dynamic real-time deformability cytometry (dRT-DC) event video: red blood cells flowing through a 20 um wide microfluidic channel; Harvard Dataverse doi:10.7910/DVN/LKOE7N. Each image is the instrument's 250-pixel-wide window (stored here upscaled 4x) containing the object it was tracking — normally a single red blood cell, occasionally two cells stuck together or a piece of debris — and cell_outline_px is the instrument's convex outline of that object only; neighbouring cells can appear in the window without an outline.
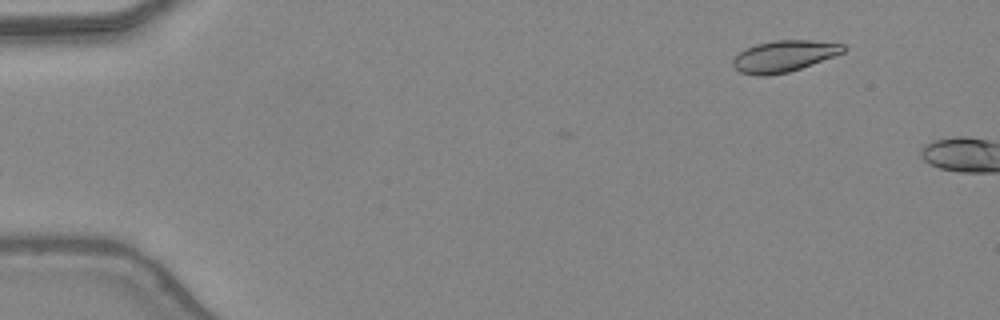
{"species": "common noctule bat (a hibernating species)", "species_latin": "Nyctalus noctula", "temperature_condition": "warm", "stored_images_in_passage": 6, "camera_frame_rate_fps": 3000, "um_per_image_px": 0.085, "animal": {"sex": "female", "body_mass_g": 24.6, "forearm_length_mm": 56.2}, "frame": {"image": 1, "passage_image": 6, "time_ms": 1.667, "image_size_px": [1000, 320], "cell_outline_px": [[848, 48], [844, 52], [812, 64], [788, 72], [764, 76], [756, 76], [740, 72], [732, 64], [732, 60], [744, 48], [756, 44], [772, 40], [812, 40], [844, 44]], "centroid_in_image_um": [66.63, 4.76], "position_along_channel_um": 18.4, "area_um2": 20.23}}